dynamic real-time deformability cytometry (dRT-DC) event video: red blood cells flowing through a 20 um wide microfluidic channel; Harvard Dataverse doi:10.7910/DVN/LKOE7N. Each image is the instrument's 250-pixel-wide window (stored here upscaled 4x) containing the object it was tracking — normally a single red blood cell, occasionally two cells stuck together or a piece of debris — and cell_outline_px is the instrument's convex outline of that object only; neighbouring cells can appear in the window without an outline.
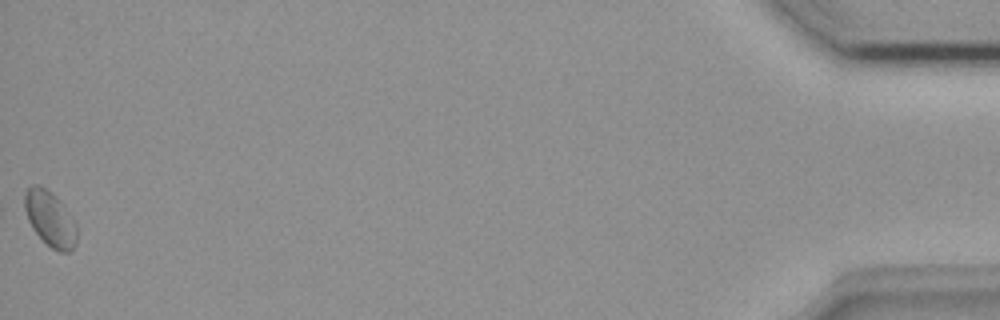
{"species": "common noctule bat (a hibernating species)", "species_latin": "Nyctalus noctula", "temperature_condition": "room temperature", "stored_images_in_passage": 43, "camera_frame_rate_fps": 3000, "um_per_image_px": 0.085, "animal": {"sex": "female", "body_mass_g": 18.4}, "frame": {"image": 1, "passage_image": 43, "time_ms": 14.0, "image_size_px": [1000, 320], "cell_outline_px": [[76, 244], [68, 252], [60, 252], [52, 248], [32, 228], [28, 220], [24, 208], [24, 192], [28, 188], [36, 184], [40, 184], [52, 192], [76, 224]], "centroid_in_image_um": [4.23, 18.57], "position_along_channel_um": 431.0, "area_um2": 16.47}}